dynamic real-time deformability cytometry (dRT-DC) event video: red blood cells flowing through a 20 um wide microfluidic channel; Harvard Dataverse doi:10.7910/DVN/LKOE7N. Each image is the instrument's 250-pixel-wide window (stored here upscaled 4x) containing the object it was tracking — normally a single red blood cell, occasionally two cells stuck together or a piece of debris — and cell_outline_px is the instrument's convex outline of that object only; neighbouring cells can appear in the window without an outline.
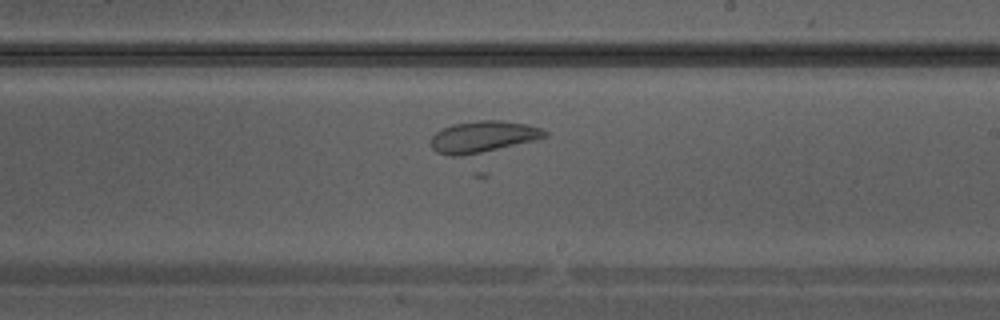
{"species": "Egyptian fruit bat (a non-hibernating species)", "species_latin": "Rousettus aegyptiacus", "temperature_condition": "warm", "stored_images_in_passage": 25, "camera_frame_rate_fps": 3000, "um_per_image_px": 0.085, "animal": {"sex": "male"}, "frame": {"image": 1, "passage_image": 11, "time_ms": 3.333, "image_size_px": [1000, 320], "cell_outline_px": [[548, 136], [532, 140], [480, 152], [460, 156], [448, 156], [436, 152], [432, 148], [432, 136], [436, 132], [452, 124], [480, 120], [500, 120], [528, 124], [540, 128], [548, 132]], "centroid_in_image_um": [41.03, 11.61], "position_along_channel_um": 248.0, "area_um2": 20.46}}